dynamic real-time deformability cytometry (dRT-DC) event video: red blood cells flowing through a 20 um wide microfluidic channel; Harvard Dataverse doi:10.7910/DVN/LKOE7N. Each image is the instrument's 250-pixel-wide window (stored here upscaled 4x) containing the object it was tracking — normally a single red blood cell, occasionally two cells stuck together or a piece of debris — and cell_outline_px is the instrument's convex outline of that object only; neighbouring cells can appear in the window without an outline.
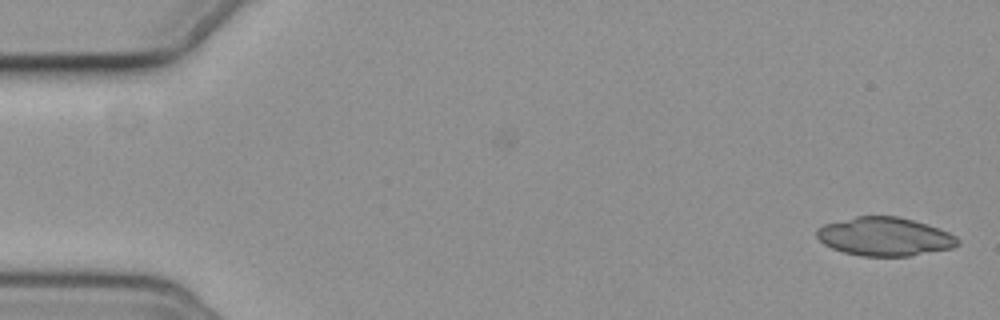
{"species": "common noctule bat (a hibernating species)", "species_latin": "Nyctalus noctula", "temperature_condition": "cold", "stored_images_in_passage": 6, "camera_frame_rate_fps": 3000, "um_per_image_px": 0.085, "animal": {"sex": "female", "body_mass_g": 19.3, "forearm_length_mm": 54.1}, "frame": {"image": 1, "passage_image": 1, "time_ms": 0.0, "image_size_px": [1000, 320], "cell_outline_px": [[960, 244], [952, 248], [908, 256], [860, 256], [844, 252], [832, 248], [824, 244], [816, 236], [816, 228], [824, 224], [856, 216], [896, 216], [912, 220], [940, 228], [956, 236], [960, 240]], "centroid_in_image_um": [75.19, 20.11], "position_along_channel_um": 9.8, "area_um2": 31.67}}